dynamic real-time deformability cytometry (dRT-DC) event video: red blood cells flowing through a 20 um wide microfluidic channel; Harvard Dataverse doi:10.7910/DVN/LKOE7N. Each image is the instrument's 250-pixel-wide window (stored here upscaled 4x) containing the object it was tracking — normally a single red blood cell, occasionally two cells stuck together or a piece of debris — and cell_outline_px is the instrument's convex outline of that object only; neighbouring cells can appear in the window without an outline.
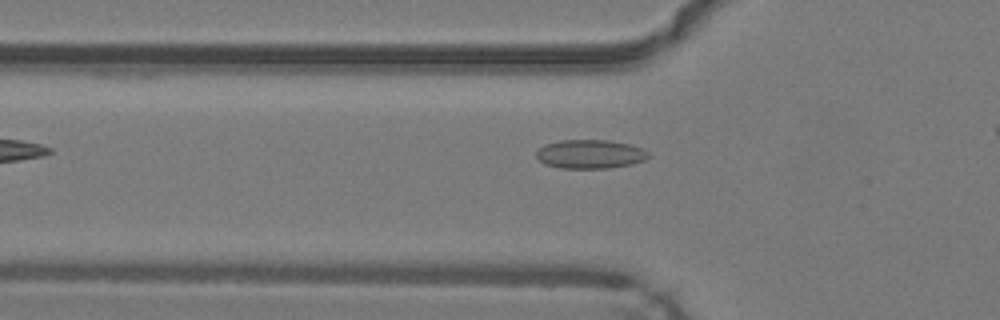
{"species": "common noctule bat (a hibernating species)", "species_latin": "Nyctalus noctula", "temperature_condition": "warm", "stored_images_in_passage": 29, "camera_frame_rate_fps": 3000, "um_per_image_px": 0.085, "animal": {"sex": "male", "body_mass_g": 19.2, "forearm_length_mm": 51.8}, "frame": {"image": 1, "passage_image": 3, "time_ms": 0.667, "image_size_px": [1000, 320], "cell_outline_px": [[652, 156], [644, 160], [632, 164], [608, 168], [560, 168], [544, 164], [536, 156], [536, 152], [544, 144], [560, 140], [608, 140], [628, 144], [640, 148], [648, 152]], "centroid_in_image_um": [50.15, 13.1], "position_along_channel_um": 75.6, "area_um2": 18.84}}
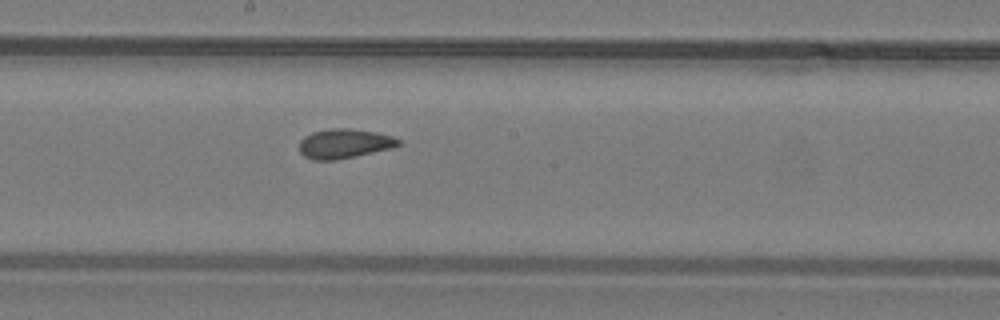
{"frame": {"image": 2, "passage_image": 13, "time_ms": 4.0, "image_size_px": [1000, 320], "cell_outline_px": [[400, 144], [392, 148], [356, 156], [336, 160], [312, 160], [304, 156], [300, 152], [300, 140], [304, 136], [312, 132], [328, 128], [348, 128], [376, 132], [392, 136], [400, 140]], "centroid_in_image_um": [29.25, 12.2], "position_along_channel_um": 219.0, "area_um2": 17.11}}
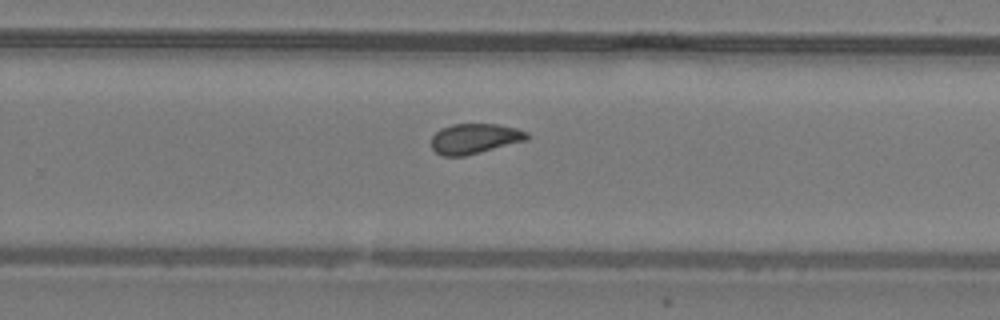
{"frame": {"image": 3, "passage_image": 18, "time_ms": 5.667, "image_size_px": [1000, 320], "cell_outline_px": [[528, 140], [464, 156], [440, 156], [432, 148], [432, 136], [440, 128], [452, 124], [496, 124], [516, 128], [528, 132]], "centroid_in_image_um": [40.34, 11.78], "position_along_channel_um": 289.5, "area_um2": 16.82}, "authors_computed_cell_mechanics": {"area_um2": 17.2822, "velocity_mm_per_s": 4.2686, "shape_relaxation_time_tau1_ms": null, "shape_relaxation_time_tau2_ms": 1.2666, "deformation_change_tau1": null, "deformation_change_tau2": 0.0556}}